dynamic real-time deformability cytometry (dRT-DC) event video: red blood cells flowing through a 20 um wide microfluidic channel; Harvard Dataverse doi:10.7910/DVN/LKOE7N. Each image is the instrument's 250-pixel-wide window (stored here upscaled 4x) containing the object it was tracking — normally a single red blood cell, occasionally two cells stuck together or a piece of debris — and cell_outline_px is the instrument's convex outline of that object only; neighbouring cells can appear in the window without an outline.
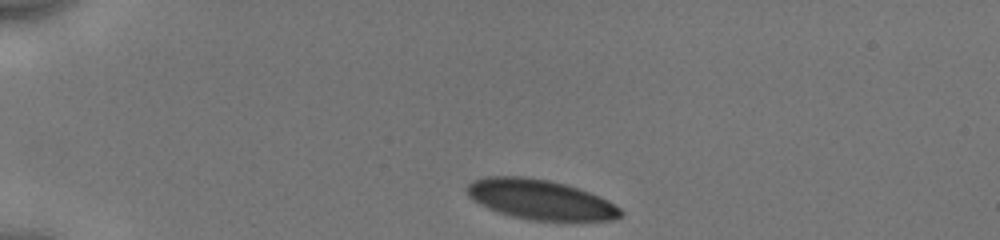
{"species": "human", "species_latin": "Homo sapiens", "temperature_condition": "cold", "stored_images_in_passage": 35, "camera_frame_rate_fps": 3000, "um_per_image_px": 0.085, "donor": {"sex": "male"}, "frame": {"image": 1, "passage_image": 1, "time_ms": 0.0, "image_size_px": [1000, 240], "cell_outline_px": [[624, 216], [612, 220], [532, 220], [512, 216], [488, 208], [480, 204], [468, 196], [468, 184], [472, 180], [488, 176], [520, 176], [548, 180], [564, 184], [588, 192], [608, 200], [620, 208], [624, 212]], "centroid_in_image_um": [45.94, 16.96], "position_along_channel_um": 39.1, "area_um2": 35.32}}
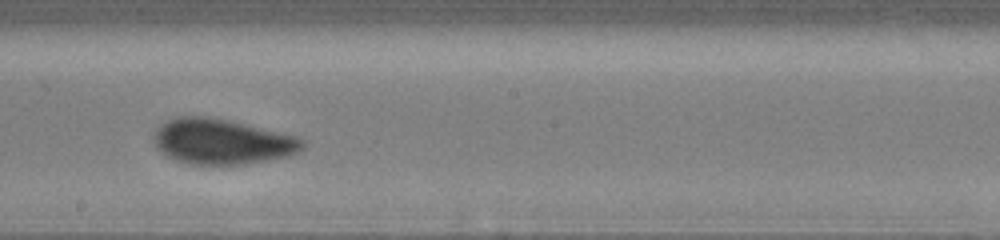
{"frame": {"image": 2, "passage_image": 20, "time_ms": 6.333, "image_size_px": [1000, 240], "cell_outline_px": [[304, 148], [288, 156], [244, 164], [192, 164], [176, 160], [164, 156], [156, 148], [152, 140], [152, 136], [156, 128], [160, 124], [176, 116], [208, 116], [228, 120], [296, 136], [304, 140]], "centroid_in_image_um": [18.79, 12.03], "position_along_channel_um": 229.4, "area_um2": 39.36}}
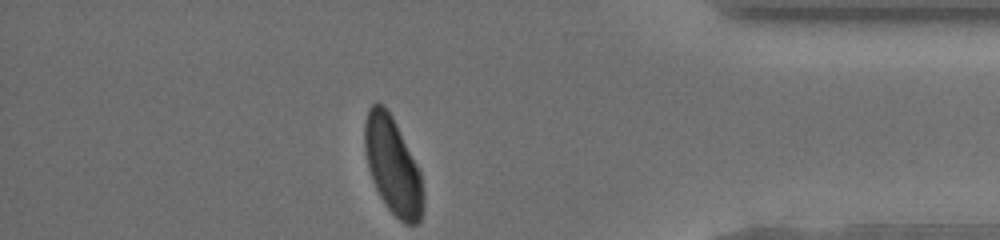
{"frame": {"image": 3, "passage_image": 35, "time_ms": 11.333, "image_size_px": [1000, 240], "cell_outline_px": [[424, 204], [420, 220], [416, 224], [404, 224], [388, 208], [380, 196], [372, 180], [368, 168], [364, 148], [364, 124], [368, 108], [372, 104], [384, 104], [392, 116], [420, 172], [424, 192]], "centroid_in_image_um": [33.37, 14.1], "position_along_channel_um": 401.8, "area_um2": 32.89}, "authors_computed_cell_mechanics": {"area_um2": 38.437, "velocity_mm_per_s": 3.9298, "shape_relaxation_time_tau1_ms": 4.8466, "shape_relaxation_time_tau2_ms": null, "deformation_change_tau1": 0.1302, "deformation_change_tau2": null}}